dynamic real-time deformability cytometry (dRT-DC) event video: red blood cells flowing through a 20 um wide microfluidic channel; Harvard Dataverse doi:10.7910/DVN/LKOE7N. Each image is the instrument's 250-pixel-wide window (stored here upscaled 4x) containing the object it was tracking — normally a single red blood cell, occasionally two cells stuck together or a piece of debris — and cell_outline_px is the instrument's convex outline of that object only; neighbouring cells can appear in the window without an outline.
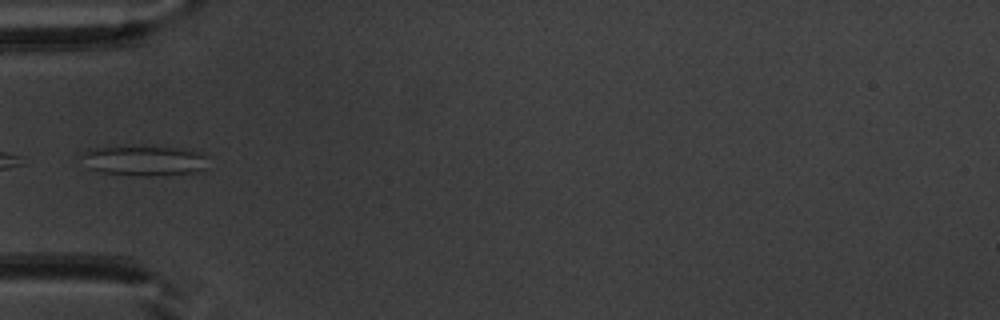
{"species": "common noctule bat (a hibernating species)", "species_latin": "Nyctalus noctula", "temperature_condition": "warm", "stored_images_in_passage": 12, "camera_frame_rate_fps": 3000, "um_per_image_px": 0.085, "animal": {"sex": "male", "body_mass_g": 20.1, "forearm_length_mm": 53.5}, "frame": {"image": 1, "passage_image": 1, "time_ms": 0.0, "image_size_px": [1000, 320], "cell_outline_px": [[204, 168], [196, 172], [148, 176], [144, 176], [104, 172], [88, 168], [80, 156], [80, 152], [96, 148], [180, 148], [200, 152], [204, 156]], "centroid_in_image_um": [12.21, 13.67], "position_along_channel_um": 72.8, "area_um2": 21.27}}
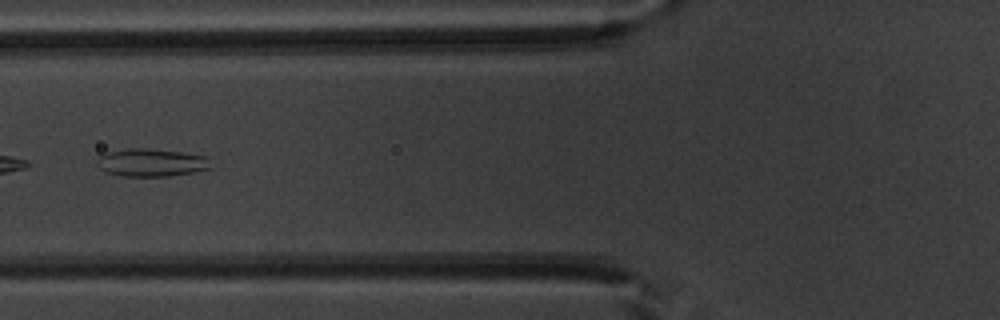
{"frame": {"image": 2, "passage_image": 4, "time_ms": 1.0, "image_size_px": [1000, 320], "cell_outline_px": [[212, 168], [192, 172], [168, 176], [120, 176], [104, 172], [96, 164], [96, 160], [100, 156], [108, 152], [128, 148], [148, 148], [180, 152], [208, 156]], "centroid_in_image_um": [12.85, 13.82], "position_along_channel_um": 113.0, "area_um2": 18.55}}
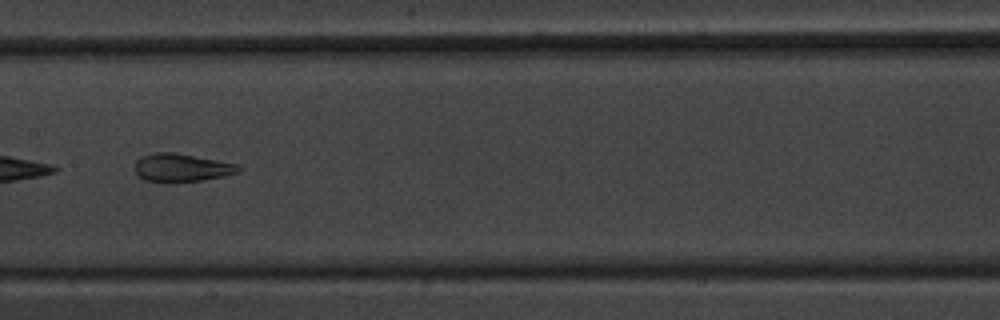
{"frame": {"image": 3, "passage_image": 10, "time_ms": 3.0, "image_size_px": [1000, 320], "cell_outline_px": [[244, 168], [240, 172], [224, 176], [204, 180], [172, 184], [168, 184], [144, 180], [132, 168], [136, 160], [140, 156], [156, 152], [172, 152], [240, 164]], "centroid_in_image_um": [15.43, 14.28], "position_along_channel_um": 192.0, "area_um2": 17.69}}